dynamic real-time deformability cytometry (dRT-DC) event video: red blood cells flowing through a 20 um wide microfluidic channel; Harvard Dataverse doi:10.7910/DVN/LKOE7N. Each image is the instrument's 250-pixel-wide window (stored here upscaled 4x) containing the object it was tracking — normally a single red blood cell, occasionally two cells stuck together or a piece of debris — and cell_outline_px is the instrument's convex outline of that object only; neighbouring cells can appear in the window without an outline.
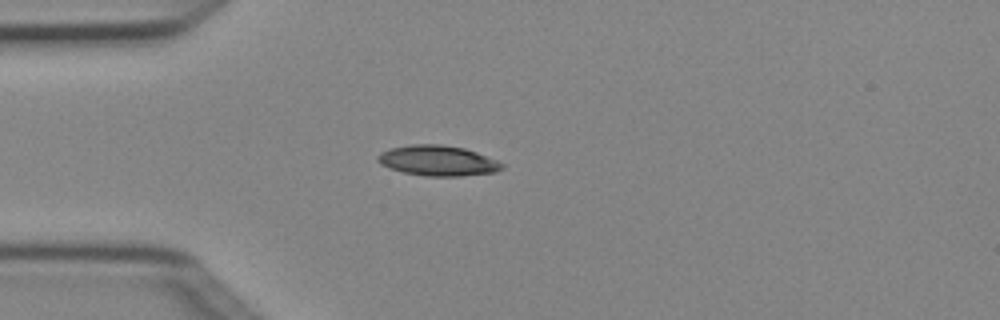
{"species": "Egyptian fruit bat (a non-hibernating species)", "species_latin": "Rousettus aegyptiacus", "temperature_condition": "cold", "stored_images_in_passage": 3, "camera_frame_rate_fps": 3000, "um_per_image_px": 0.085, "animal": {"sex": "female"}, "frame": {"image": 1, "passage_image": 3, "time_ms": 0.667, "image_size_px": [1000, 320], "cell_outline_px": [[504, 168], [496, 172], [460, 176], [424, 176], [404, 172], [380, 164], [376, 160], [376, 156], [380, 152], [392, 148], [412, 144], [440, 144], [464, 148], [476, 152], [496, 160], [504, 164]], "centroid_in_image_um": [37.21, 13.65], "position_along_channel_um": 47.8, "area_um2": 21.91}}